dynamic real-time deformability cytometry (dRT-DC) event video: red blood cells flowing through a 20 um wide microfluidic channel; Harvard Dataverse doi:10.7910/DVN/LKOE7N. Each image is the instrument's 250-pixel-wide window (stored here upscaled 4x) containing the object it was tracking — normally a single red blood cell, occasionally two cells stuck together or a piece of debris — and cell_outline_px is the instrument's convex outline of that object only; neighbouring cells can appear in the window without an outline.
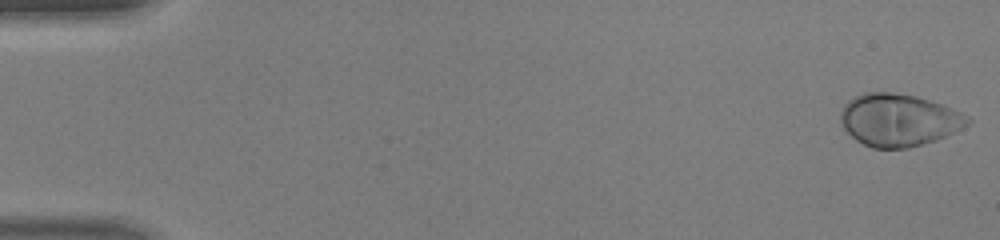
{"species": "human", "species_latin": "Homo sapiens", "temperature_condition": "warm", "stored_images_in_passage": 46, "camera_frame_rate_fps": 3000, "um_per_image_px": 0.085, "donor": {"sex": "male"}, "frame": {"image": 1, "passage_image": 1, "time_ms": 0.0, "image_size_px": [1000, 240], "cell_outline_px": [[972, 120], [968, 124], [936, 140], [908, 148], [872, 148], [856, 140], [844, 128], [840, 120], [840, 112], [844, 104], [848, 100], [856, 96], [868, 92], [888, 92], [916, 96], [932, 100], [960, 112], [968, 116]], "centroid_in_image_um": [76.37, 10.19], "position_along_channel_um": 8.6, "area_um2": 38.55}}
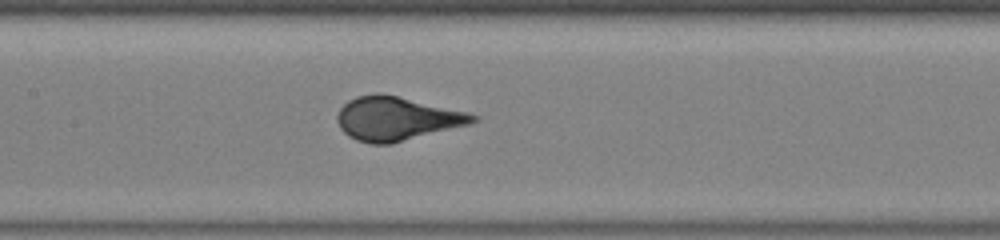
{"frame": {"image": 2, "passage_image": 23, "time_ms": 7.333, "image_size_px": [1000, 240], "cell_outline_px": [[480, 120], [472, 124], [392, 144], [372, 144], [356, 140], [348, 136], [340, 128], [336, 120], [336, 116], [340, 108], [348, 100], [356, 96], [376, 92], [396, 96], [468, 112], [480, 116]], "centroid_in_image_um": [33.73, 10.09], "position_along_channel_um": 173.7, "area_um2": 34.85}}
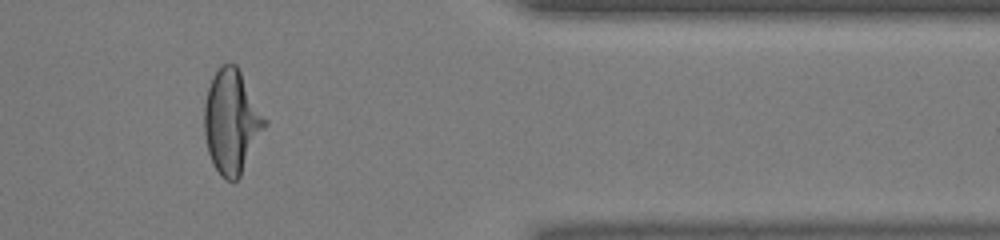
{"frame": {"image": 3, "passage_image": 39, "time_ms": 12.667, "image_size_px": [1000, 240], "cell_outline_px": [[268, 124], [240, 176], [236, 180], [224, 180], [220, 176], [208, 152], [204, 132], [204, 104], [208, 88], [216, 72], [228, 60], [232, 60], [236, 64], [268, 120]], "centroid_in_image_um": [19.71, 10.33], "position_along_channel_um": 391.7, "area_um2": 36.65}}